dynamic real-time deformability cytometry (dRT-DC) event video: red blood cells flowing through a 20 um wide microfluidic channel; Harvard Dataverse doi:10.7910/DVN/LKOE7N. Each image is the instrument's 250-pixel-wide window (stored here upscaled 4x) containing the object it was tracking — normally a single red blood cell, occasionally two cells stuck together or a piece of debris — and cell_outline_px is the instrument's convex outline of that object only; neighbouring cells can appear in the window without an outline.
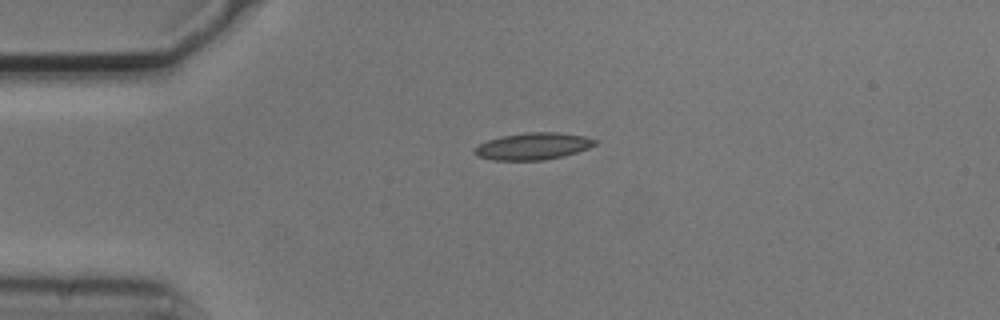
{"species": "common noctule bat (a hibernating species)", "species_latin": "Nyctalus noctula", "temperature_condition": "cold", "stored_images_in_passage": 2, "camera_frame_rate_fps": 3000, "um_per_image_px": 0.085, "animal": {"sex": "male", "body_mass_g": 20.5, "forearm_length_mm": 52.5}, "frame": {"image": 1, "passage_image": 1, "time_ms": 0.0, "image_size_px": [1000, 320], "cell_outline_px": [[596, 144], [588, 148], [564, 156], [544, 160], [492, 160], [476, 156], [472, 152], [472, 148], [488, 140], [500, 136], [528, 132], [556, 132], [584, 136], [596, 140]], "centroid_in_image_um": [45.25, 12.43], "position_along_channel_um": 39.7, "area_um2": 18.96}}